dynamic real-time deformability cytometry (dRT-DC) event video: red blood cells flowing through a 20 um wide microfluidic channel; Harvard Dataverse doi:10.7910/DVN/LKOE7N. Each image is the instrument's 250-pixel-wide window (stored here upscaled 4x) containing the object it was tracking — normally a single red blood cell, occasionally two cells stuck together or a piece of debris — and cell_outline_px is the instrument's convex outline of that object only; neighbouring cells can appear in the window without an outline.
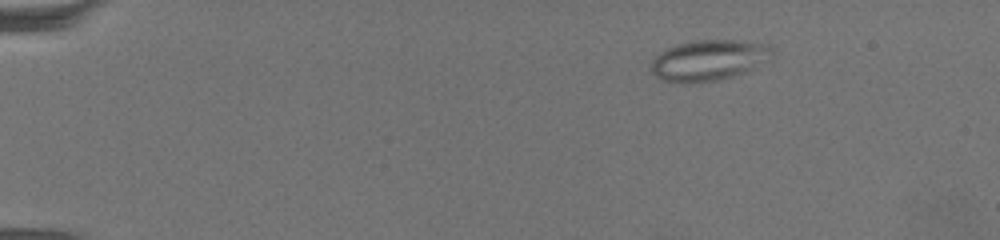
{"species": "common noctule bat (a hibernating species)", "species_latin": "Nyctalus noctula", "temperature_condition": "warm", "stored_images_in_passage": 63, "camera_frame_rate_fps": 3000, "um_per_image_px": 0.085, "animal": {"sex": "female", "body_mass_g": 19.5, "forearm_length_mm": 54.1}, "frame": {"image": 1, "passage_image": 7, "time_ms": 2.0, "image_size_px": [1000, 240], "cell_outline_px": [[776, 52], [752, 68], [744, 72], [732, 76], [716, 80], [692, 84], [684, 84], [660, 80], [652, 72], [652, 60], [660, 52], [676, 44], [692, 40], [740, 40], [772, 44], [776, 48]], "centroid_in_image_um": [60.25, 5.11], "position_along_channel_um": 24.8, "area_um2": 29.02}}
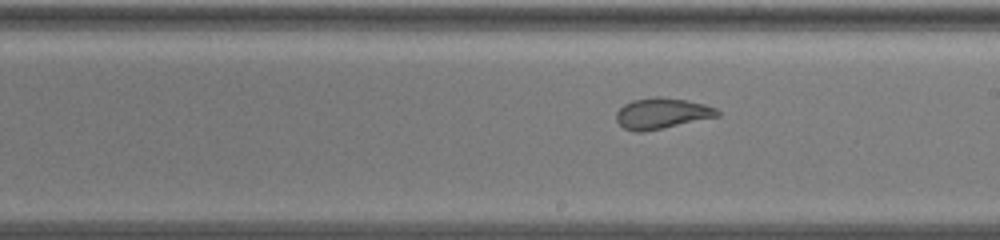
{"frame": {"image": 2, "passage_image": 37, "time_ms": 12.0, "image_size_px": [1000, 240], "cell_outline_px": [[720, 116], [644, 132], [632, 132], [624, 128], [616, 120], [616, 112], [624, 104], [632, 100], [656, 96], [660, 96], [688, 100], [704, 104], [716, 108], [720, 112]], "centroid_in_image_um": [56.25, 9.63], "position_along_channel_um": 232.7, "area_um2": 18.32}}
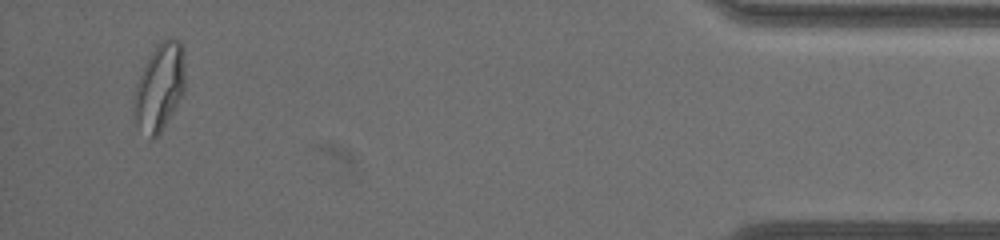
{"frame": {"image": 3, "passage_image": 61, "time_ms": 20.0, "image_size_px": [1000, 240], "cell_outline_px": [[184, 92], [160, 132], [152, 140], [136, 124], [132, 100], [132, 96], [136, 84], [156, 44], [160, 40], [172, 36], [180, 40], [184, 48]], "centroid_in_image_um": [13.56, 7.35], "position_along_channel_um": 421.6, "area_um2": 25.95}, "authors_computed_cell_mechanics": {"area_um2": 22.7732, "velocity_mm_per_s": 3.186, "shape_relaxation_time_tau1_ms": null, "shape_relaxation_time_tau2_ms": 1.047, "deformation_change_tau1": null, "deformation_change_tau2": 0.0805}}